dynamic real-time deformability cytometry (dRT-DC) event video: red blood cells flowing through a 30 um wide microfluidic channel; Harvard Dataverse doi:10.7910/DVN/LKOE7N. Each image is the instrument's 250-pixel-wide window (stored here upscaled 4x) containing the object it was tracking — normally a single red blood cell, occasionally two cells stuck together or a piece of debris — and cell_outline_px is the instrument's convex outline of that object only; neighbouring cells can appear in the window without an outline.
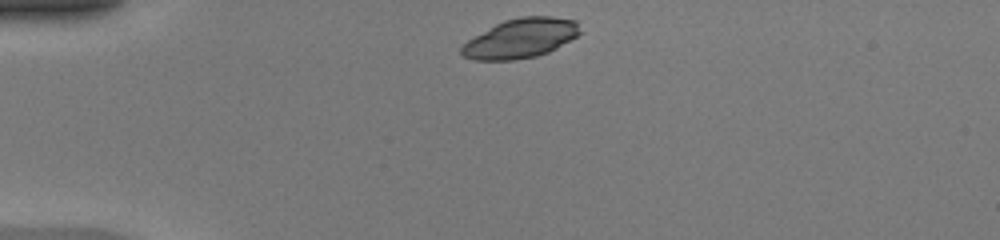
{"species": "common noctule bat (a hibernating species)", "species_latin": "Nyctalus noctula", "temperature_condition": "warm", "stored_images_in_passage": 38, "camera_frame_rate_fps": 3000, "um_per_image_px": 0.085, "animal": {"sex": "female", "body_mass_g": 20.0, "forearm_length_mm": 54.0}, "frame": {"image": 1, "passage_image": 1, "time_ms": 0.0, "image_size_px": [1000, 240], "cell_outline_px": [[584, 32], [556, 48], [548, 52], [536, 56], [516, 60], [472, 60], [464, 56], [460, 52], [460, 48], [468, 40], [496, 24], [504, 20], [520, 16], [552, 16], [576, 20]], "centroid_in_image_um": [44.3, 3.25], "position_along_channel_um": 40.7, "area_um2": 27.34}}
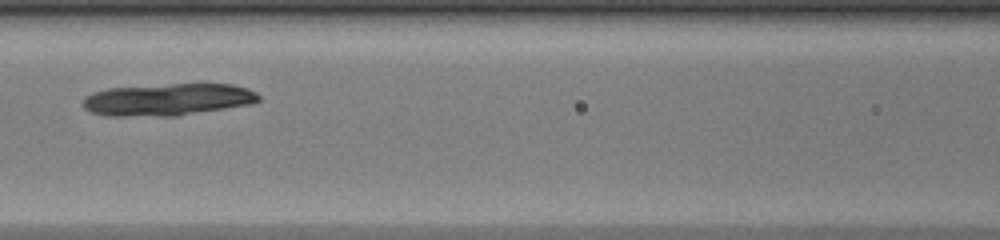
{"frame": {"image": 2, "passage_image": 12, "time_ms": 3.667, "image_size_px": [1000, 240], "cell_outline_px": [[260, 100], [248, 104], [176, 116], [108, 116], [88, 112], [84, 108], [84, 96], [92, 92], [108, 88], [172, 84], [232, 84], [248, 88], [256, 92], [260, 96]], "centroid_in_image_um": [14.22, 8.46], "position_along_channel_um": 152.4, "area_um2": 32.83}}
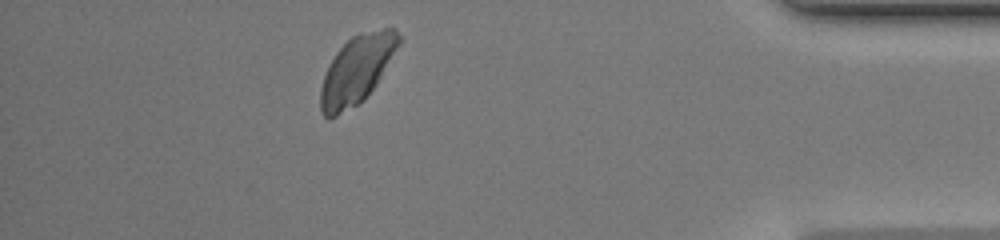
{"frame": {"image": 3, "passage_image": 33, "time_ms": 10.667, "image_size_px": [1000, 240], "cell_outline_px": [[404, 36], [400, 44], [376, 84], [364, 100], [336, 116], [328, 120], [320, 112], [320, 88], [324, 76], [336, 52], [352, 36], [360, 32], [392, 24]], "centroid_in_image_um": [30.38, 5.86], "position_along_channel_um": 404.8, "area_um2": 31.56}}